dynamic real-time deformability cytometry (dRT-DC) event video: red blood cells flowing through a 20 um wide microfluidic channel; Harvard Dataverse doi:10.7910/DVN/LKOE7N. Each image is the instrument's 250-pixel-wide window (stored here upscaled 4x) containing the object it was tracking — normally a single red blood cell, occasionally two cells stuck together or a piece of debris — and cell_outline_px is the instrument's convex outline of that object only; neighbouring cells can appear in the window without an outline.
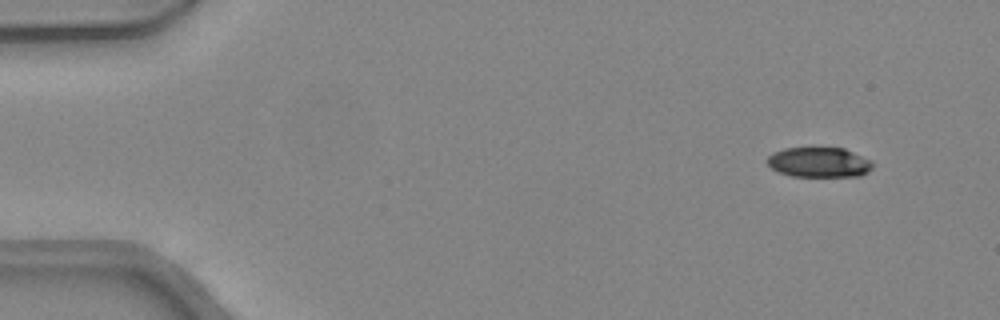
{"species": "common noctule bat (a hibernating species)", "species_latin": "Nyctalus noctula", "temperature_condition": "warm", "stored_images_in_passage": 44, "camera_frame_rate_fps": 3000, "um_per_image_px": 0.085, "animal": {"sex": "female", "body_mass_g": 24.6, "forearm_length_mm": 56.2}, "frame": {"image": 1, "passage_image": 1, "time_ms": 0.0, "image_size_px": [1000, 320], "cell_outline_px": [[872, 168], [868, 172], [860, 176], [792, 176], [780, 172], [772, 168], [764, 160], [772, 152], [784, 148], [844, 148], [872, 160]], "centroid_in_image_um": [69.61, 13.79], "position_along_channel_um": 15.4, "area_um2": 18.5}}
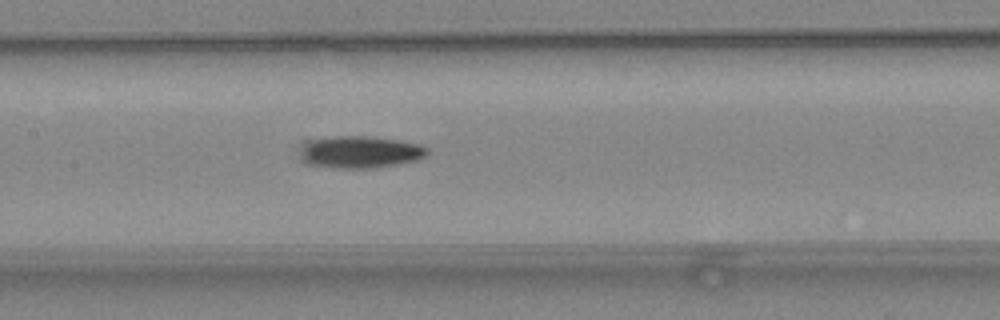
{"frame": {"image": 2, "passage_image": 20, "time_ms": 6.333, "image_size_px": [1000, 320], "cell_outline_px": [[428, 152], [424, 156], [416, 160], [396, 164], [372, 168], [332, 168], [308, 164], [300, 156], [300, 152], [312, 140], [340, 136], [364, 136], [400, 140], [420, 144], [428, 148]], "centroid_in_image_um": [30.66, 12.93], "position_along_channel_um": 176.7, "area_um2": 23.35}}
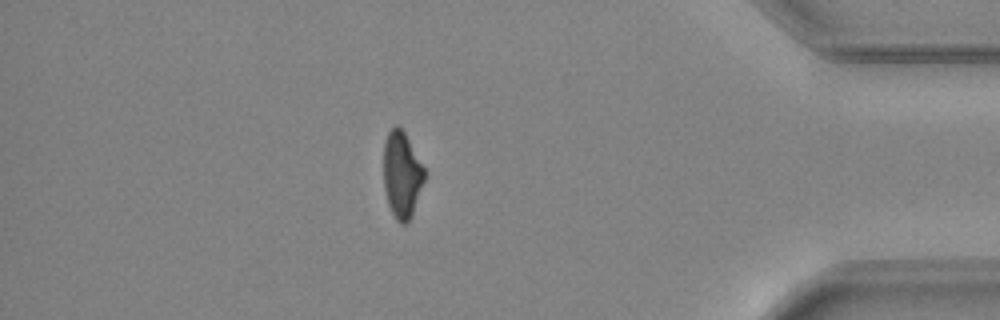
{"frame": {"image": 3, "passage_image": 38, "time_ms": 12.333, "image_size_px": [1000, 320], "cell_outline_px": [[424, 180], [412, 216], [408, 224], [400, 224], [396, 220], [388, 204], [384, 188], [384, 140], [388, 132], [396, 124], [404, 132], [424, 168]], "centroid_in_image_um": [34.14, 14.88], "position_along_channel_um": 401.1, "area_um2": 20.4}, "authors_computed_cell_mechanics": {"area_um2": 21.7906, "velocity_mm_per_s": 4.404, "shape_relaxation_time_tau1_ms": 10.4455, "shape_relaxation_time_tau2_ms": null, "deformation_change_tau1": 0.2534, "deformation_change_tau2": null}}